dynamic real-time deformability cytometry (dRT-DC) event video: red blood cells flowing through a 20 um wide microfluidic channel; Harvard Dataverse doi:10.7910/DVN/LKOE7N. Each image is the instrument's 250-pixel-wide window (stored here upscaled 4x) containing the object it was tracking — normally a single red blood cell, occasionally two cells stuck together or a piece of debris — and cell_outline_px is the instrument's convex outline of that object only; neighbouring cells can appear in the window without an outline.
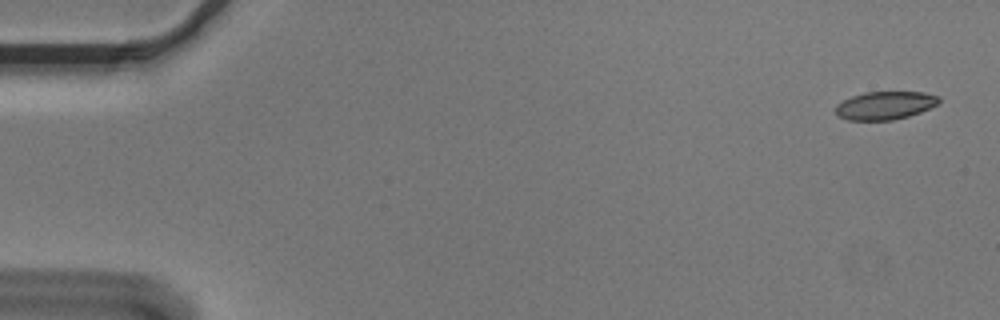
{"species": "Egyptian fruit bat (a non-hibernating species)", "species_latin": "Rousettus aegyptiacus", "temperature_condition": "cold", "stored_images_in_passage": 54, "camera_frame_rate_fps": 3000, "um_per_image_px": 0.085, "animal": {"sex": "male"}, "frame": {"image": 1, "passage_image": 1, "time_ms": 0.0, "image_size_px": [1000, 320], "cell_outline_px": [[940, 104], [920, 112], [908, 116], [892, 120], [848, 120], [836, 116], [836, 104], [852, 96], [864, 92], [924, 92], [940, 96]], "centroid_in_image_um": [75.25, 8.96], "position_along_channel_um": 9.8, "area_um2": 17.05}}
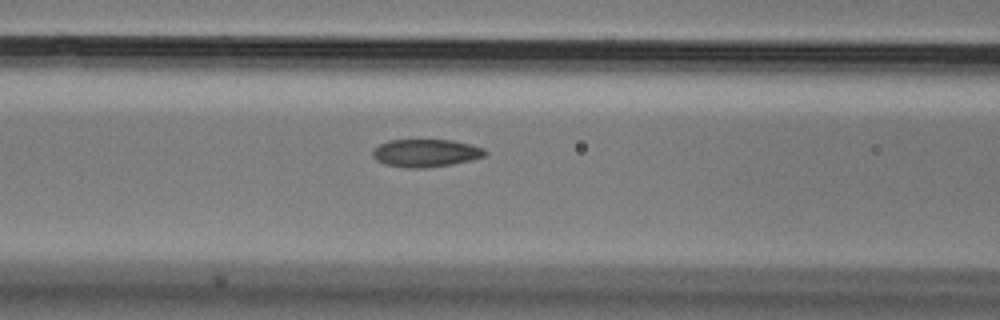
{"frame": {"image": 2, "passage_image": 22, "time_ms": 7.0, "image_size_px": [1000, 320], "cell_outline_px": [[488, 152], [484, 156], [452, 164], [424, 168], [408, 168], [384, 164], [376, 160], [372, 156], [372, 148], [388, 140], [452, 140], [472, 144], [484, 148]], "centroid_in_image_um": [36.16, 13.0], "position_along_channel_um": 130.4, "area_um2": 18.26}}
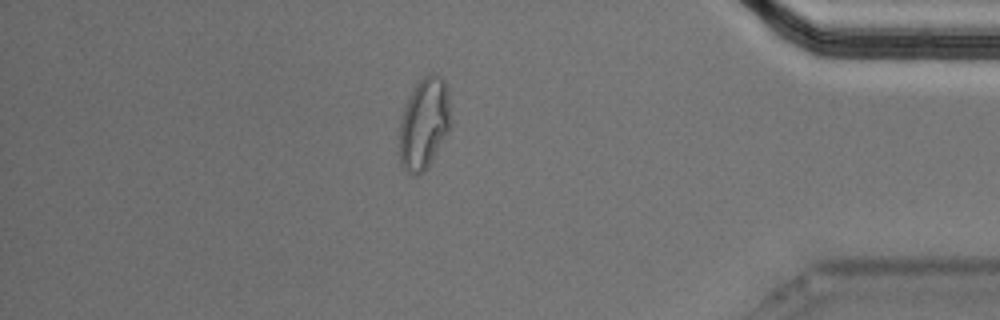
{"frame": {"image": 3, "passage_image": 47, "time_ms": 15.333, "image_size_px": [1000, 320], "cell_outline_px": [[452, 124], [448, 132], [428, 168], [416, 176], [412, 176], [400, 164], [400, 124], [404, 108], [416, 84], [428, 72], [436, 72], [444, 80], [448, 88], [452, 120]], "centroid_in_image_um": [36.09, 10.49], "position_along_channel_um": 399.1, "area_um2": 27.69}, "authors_computed_cell_mechanics": {"area_um2": 18.5249, "velocity_mm_per_s": 3.6167, "shape_relaxation_time_tau1_ms": 7.8671, "shape_relaxation_time_tau2_ms": 1.5421, "deformation_change_tau1": 0.1938, "deformation_change_tau2": 0.0624}}